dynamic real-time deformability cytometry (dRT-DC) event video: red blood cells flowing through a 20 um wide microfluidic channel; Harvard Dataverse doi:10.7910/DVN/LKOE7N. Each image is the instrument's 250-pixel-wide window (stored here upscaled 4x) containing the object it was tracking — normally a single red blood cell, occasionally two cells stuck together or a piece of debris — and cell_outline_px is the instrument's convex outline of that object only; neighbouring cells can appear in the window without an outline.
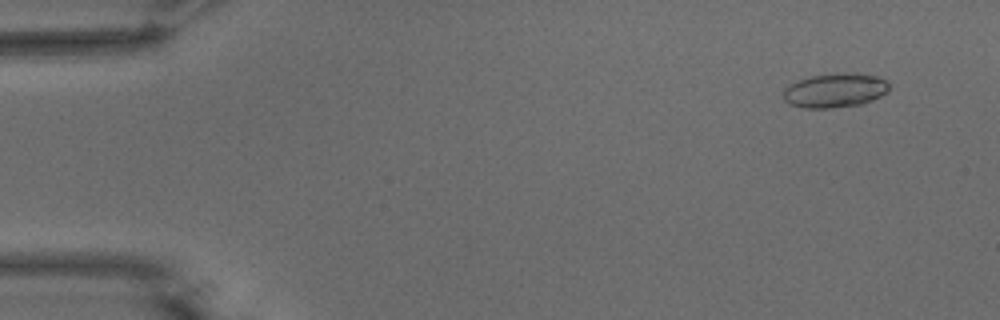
{"species": "common noctule bat (a hibernating species)", "species_latin": "Nyctalus noctula", "temperature_condition": "warm", "stored_images_in_passage": 13, "camera_frame_rate_fps": 3000, "um_per_image_px": 0.085, "animal": {"sex": "male", "body_mass_g": 15.6}, "frame": {"image": 1, "passage_image": 3, "time_ms": 0.667, "image_size_px": [1000, 320], "cell_outline_px": [[888, 92], [872, 100], [860, 104], [832, 108], [804, 108], [788, 104], [784, 100], [784, 88], [788, 84], [796, 80], [812, 76], [836, 72], [856, 72], [876, 76], [884, 80], [888, 84]], "centroid_in_image_um": [70.94, 7.67], "position_along_channel_um": 14.1, "area_um2": 21.39}}